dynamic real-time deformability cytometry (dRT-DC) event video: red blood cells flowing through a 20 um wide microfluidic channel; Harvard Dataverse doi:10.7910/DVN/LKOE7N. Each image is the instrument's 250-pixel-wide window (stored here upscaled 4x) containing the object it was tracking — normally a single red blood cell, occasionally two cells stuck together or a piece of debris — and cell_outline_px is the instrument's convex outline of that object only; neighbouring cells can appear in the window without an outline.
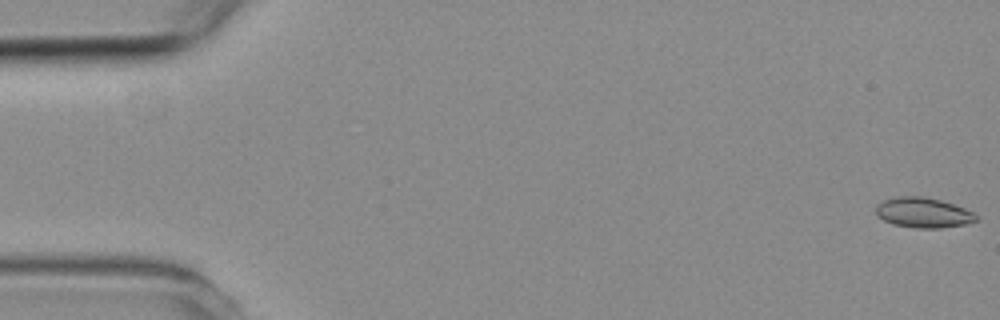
{"species": "common noctule bat (a hibernating species)", "species_latin": "Nyctalus noctula", "temperature_condition": "room temperature", "stored_images_in_passage": 5, "camera_frame_rate_fps": 3000, "um_per_image_px": 0.085, "animal": {"sex": "female", "body_mass_g": 19.3, "forearm_length_mm": 54.1}, "frame": {"image": 1, "passage_image": 1, "time_ms": 0.0, "image_size_px": [1000, 320], "cell_outline_px": [[976, 220], [964, 224], [940, 228], [916, 228], [892, 224], [876, 216], [876, 204], [884, 200], [896, 196], [924, 196], [940, 200], [964, 208], [972, 212], [976, 216]], "centroid_in_image_um": [78.41, 18.07], "position_along_channel_um": 6.6, "area_um2": 17.51}}
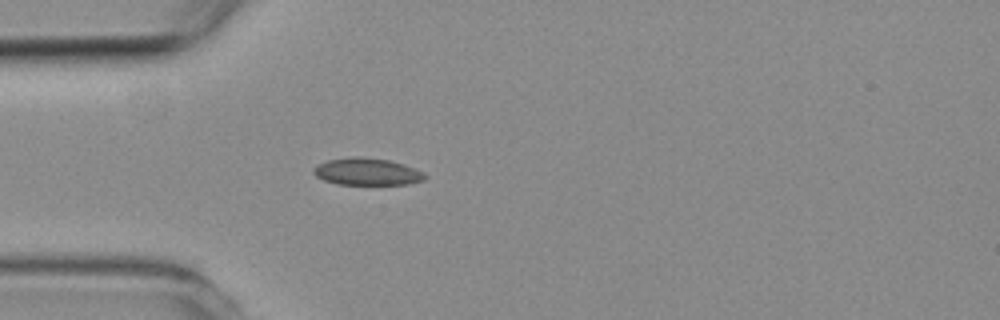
{"frame": {"image": 2, "passage_image": 5, "time_ms": 4.667, "image_size_px": [1000, 320], "cell_outline_px": [[428, 176], [424, 180], [408, 184], [336, 184], [324, 180], [316, 176], [312, 172], [312, 168], [316, 164], [328, 160], [352, 156], [360, 156], [388, 160], [404, 164], [424, 172]], "centroid_in_image_um": [31.18, 14.58], "position_along_channel_um": 53.8, "area_um2": 17.74}}